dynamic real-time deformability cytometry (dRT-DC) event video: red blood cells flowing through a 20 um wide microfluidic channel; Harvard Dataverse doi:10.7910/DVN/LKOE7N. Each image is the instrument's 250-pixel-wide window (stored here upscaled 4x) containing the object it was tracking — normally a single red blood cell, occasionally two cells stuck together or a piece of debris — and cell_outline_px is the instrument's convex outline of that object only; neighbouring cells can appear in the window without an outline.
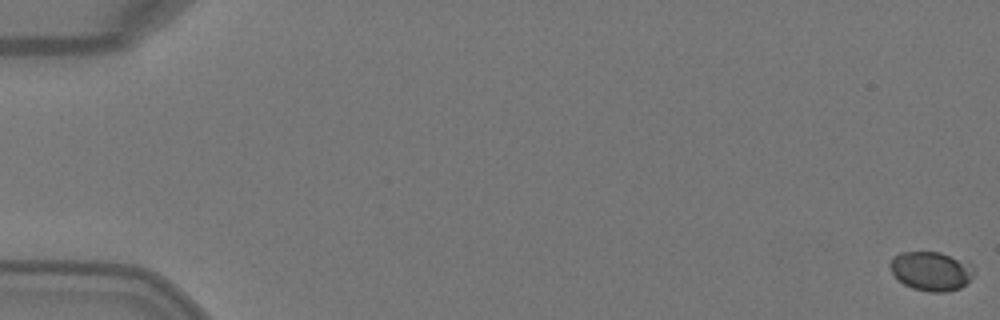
{"species": "Egyptian fruit bat (a non-hibernating species)", "species_latin": "Rousettus aegyptiacus", "temperature_condition": "warm", "stored_images_in_passage": 5, "camera_frame_rate_fps": 3000, "um_per_image_px": 0.085, "animal": {"sex": "female"}, "frame": {"image": 1, "passage_image": 1, "time_ms": 0.0, "image_size_px": [1000, 320], "cell_outline_px": [[976, 272], [960, 288], [948, 292], [928, 292], [912, 288], [896, 280], [888, 264], [892, 256], [900, 252], [940, 252], [968, 260], [972, 264]], "centroid_in_image_um": [79.15, 23.03], "position_along_channel_um": 5.9, "area_um2": 19.65}}
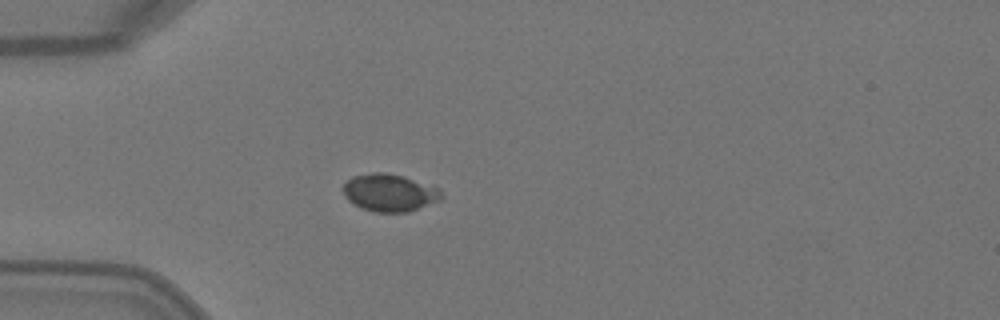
{"frame": {"image": 2, "passage_image": 5, "time_ms": 1.333, "image_size_px": [1000, 320], "cell_outline_px": [[444, 196], [440, 200], [408, 212], [372, 212], [360, 208], [352, 204], [348, 200], [344, 192], [344, 184], [352, 176], [372, 172], [388, 172], [404, 176], [432, 184], [440, 188]], "centroid_in_image_um": [33.14, 16.37], "position_along_channel_um": 51.9, "area_um2": 21.85}}